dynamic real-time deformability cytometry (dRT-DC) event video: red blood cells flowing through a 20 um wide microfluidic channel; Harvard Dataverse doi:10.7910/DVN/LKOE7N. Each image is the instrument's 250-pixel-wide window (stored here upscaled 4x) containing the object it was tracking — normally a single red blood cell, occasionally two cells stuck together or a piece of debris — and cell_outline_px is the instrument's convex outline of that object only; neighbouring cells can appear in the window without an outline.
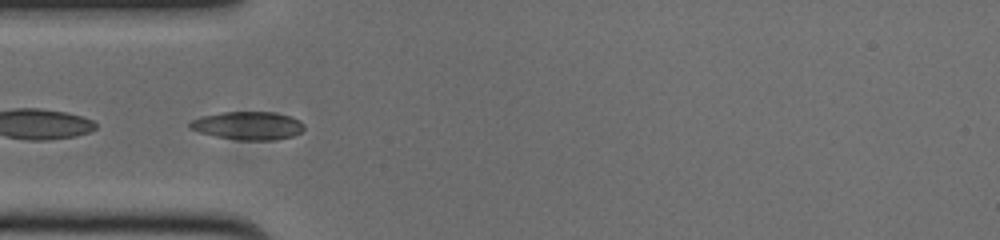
{"species": "common noctule bat (a hibernating species)", "species_latin": "Nyctalus noctula", "temperature_condition": "cold", "stored_images_in_passage": 39, "camera_frame_rate_fps": 3000, "um_per_image_px": 0.085, "animal": {"sex": "male", "body_mass_g": 20.0, "forearm_length_mm": 53.3}, "frame": {"image": 1, "passage_image": 1, "time_ms": 0.0, "image_size_px": [1000, 240], "cell_outline_px": [[304, 128], [300, 132], [292, 136], [272, 140], [240, 140], [216, 136], [200, 132], [188, 128], [188, 124], [192, 120], [200, 116], [220, 112], [272, 112], [292, 116], [300, 120], [304, 124]], "centroid_in_image_um": [21.07, 10.67], "position_along_channel_um": 63.9, "area_um2": 18.79}}
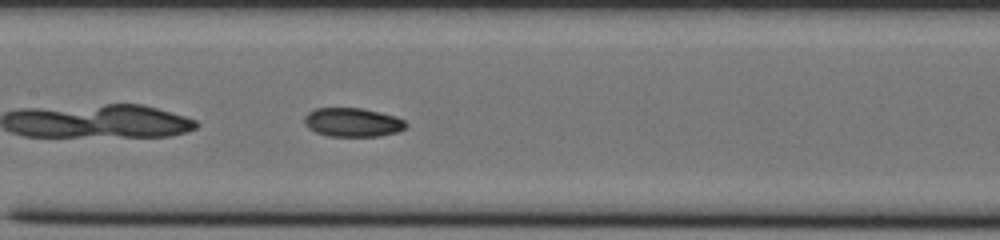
{"frame": {"image": 2, "passage_image": 10, "time_ms": 3.0, "image_size_px": [1000, 240], "cell_outline_px": [[408, 124], [400, 132], [380, 136], [328, 136], [316, 132], [308, 128], [304, 124], [304, 116], [308, 112], [316, 108], [360, 108], [396, 116], [404, 120]], "centroid_in_image_um": [29.97, 10.4], "position_along_channel_um": 177.4, "area_um2": 17.17}}
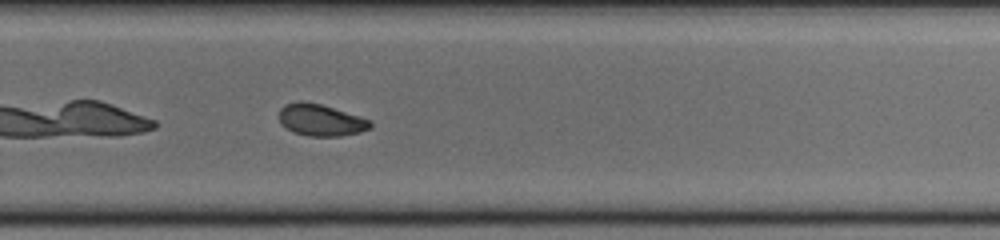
{"frame": {"image": 3, "passage_image": 20, "time_ms": 6.333, "image_size_px": [1000, 240], "cell_outline_px": [[372, 128], [360, 132], [340, 136], [308, 136], [292, 132], [280, 124], [280, 108], [284, 104], [300, 100], [320, 104], [360, 116], [372, 120]], "centroid_in_image_um": [27.27, 10.21], "position_along_channel_um": 302.5, "area_um2": 17.05}, "authors_computed_cell_mechanics": {"area_um2": 17.2244, "velocity_mm_per_s": 3.7636, "shape_relaxation_time_tau1_ms": 4.5251, "shape_relaxation_time_tau2_ms": 4.1484, "deformation_change_tau1": 0.1494, "deformation_change_tau2": 0.0744}}